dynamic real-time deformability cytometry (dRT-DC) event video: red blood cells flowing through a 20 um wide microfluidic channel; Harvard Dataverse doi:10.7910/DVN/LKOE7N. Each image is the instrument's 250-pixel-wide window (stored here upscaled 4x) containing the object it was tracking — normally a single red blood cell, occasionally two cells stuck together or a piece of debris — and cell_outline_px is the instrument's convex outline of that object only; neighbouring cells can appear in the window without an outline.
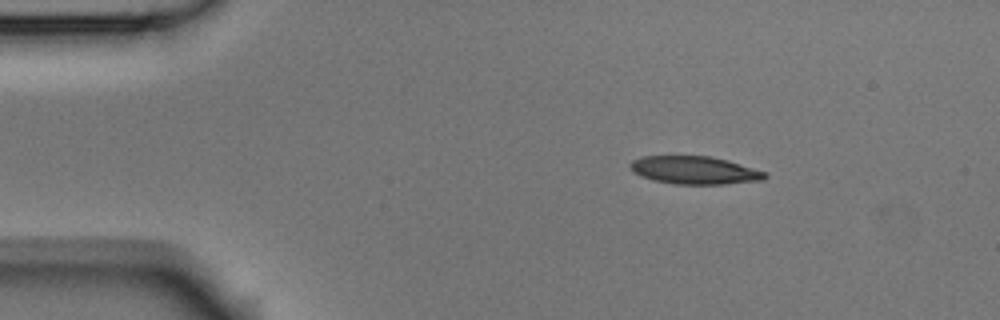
{"species": "Egyptian fruit bat (a non-hibernating species)", "species_latin": "Rousettus aegyptiacus", "temperature_condition": "room temperature", "stored_images_in_passage": 4, "camera_frame_rate_fps": 3000, "um_per_image_px": 0.085, "animal": {"sex": "male"}, "frame": {"image": 1, "passage_image": 2, "time_ms": 0.333, "image_size_px": [1000, 320], "cell_outline_px": [[768, 176], [764, 180], [724, 184], [676, 184], [652, 180], [640, 176], [632, 172], [628, 164], [632, 160], [640, 156], [708, 156], [728, 160], [768, 172]], "centroid_in_image_um": [59.03, 14.47], "position_along_channel_um": 26.0, "area_um2": 22.2}}